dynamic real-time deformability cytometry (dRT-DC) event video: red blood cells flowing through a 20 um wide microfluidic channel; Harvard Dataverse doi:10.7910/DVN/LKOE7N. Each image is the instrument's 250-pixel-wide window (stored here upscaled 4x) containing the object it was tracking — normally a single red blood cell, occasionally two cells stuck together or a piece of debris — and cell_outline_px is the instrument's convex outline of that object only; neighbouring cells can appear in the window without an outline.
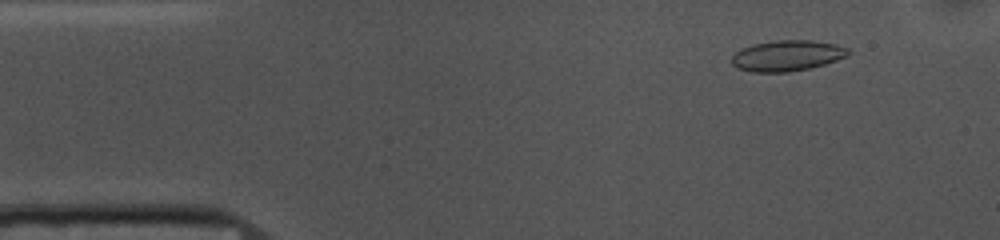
{"species": "common noctule bat (a hibernating species)", "species_latin": "Nyctalus noctula", "temperature_condition": "cold", "stored_images_in_passage": 52, "camera_frame_rate_fps": 3000, "um_per_image_px": 0.085, "animal": {"sex": "female", "body_mass_g": 10.0, "forearm_length_mm": 53.1}, "frame": {"image": 1, "passage_image": 5, "time_ms": 1.333, "image_size_px": [1000, 240], "cell_outline_px": [[852, 52], [848, 56], [824, 64], [808, 68], [788, 72], [752, 72], [736, 68], [732, 64], [732, 56], [736, 52], [752, 44], [776, 40], [812, 40], [836, 44], [848, 48]], "centroid_in_image_um": [66.92, 4.73], "position_along_channel_um": 18.1, "area_um2": 20.92}}
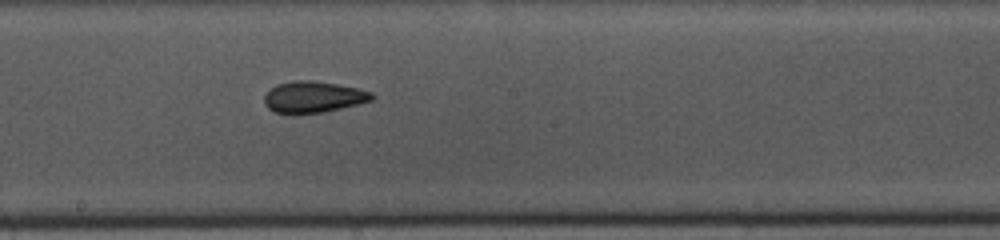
{"frame": {"image": 2, "passage_image": 27, "time_ms": 8.667, "image_size_px": [1000, 240], "cell_outline_px": [[376, 96], [372, 100], [324, 112], [292, 116], [276, 112], [268, 108], [264, 104], [264, 96], [276, 84], [296, 80], [312, 80], [336, 84], [356, 88], [372, 92]], "centroid_in_image_um": [26.59, 8.27], "position_along_channel_um": 221.6, "area_um2": 19.88}}
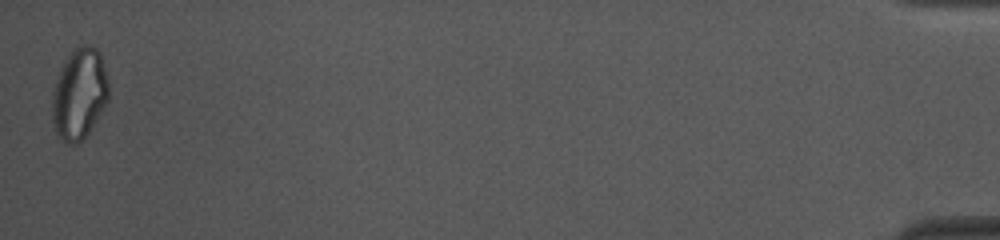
{"frame": {"image": 3, "passage_image": 52, "time_ms": 17.0, "image_size_px": [1000, 240], "cell_outline_px": [[108, 100], [88, 132], [76, 144], [68, 144], [56, 136], [52, 120], [52, 92], [56, 80], [72, 48], [76, 44], [88, 44], [96, 48], [100, 52], [108, 80]], "centroid_in_image_um": [6.73, 7.96], "position_along_channel_um": 428.5, "area_um2": 29.94}, "authors_computed_cell_mechanics": {"area_um2": 20.2011, "velocity_mm_per_s": 3.6986, "shape_relaxation_time_tau1_ms": null, "shape_relaxation_time_tau2_ms": 1.6715, "deformation_change_tau1": null, "deformation_change_tau2": 0.062}}